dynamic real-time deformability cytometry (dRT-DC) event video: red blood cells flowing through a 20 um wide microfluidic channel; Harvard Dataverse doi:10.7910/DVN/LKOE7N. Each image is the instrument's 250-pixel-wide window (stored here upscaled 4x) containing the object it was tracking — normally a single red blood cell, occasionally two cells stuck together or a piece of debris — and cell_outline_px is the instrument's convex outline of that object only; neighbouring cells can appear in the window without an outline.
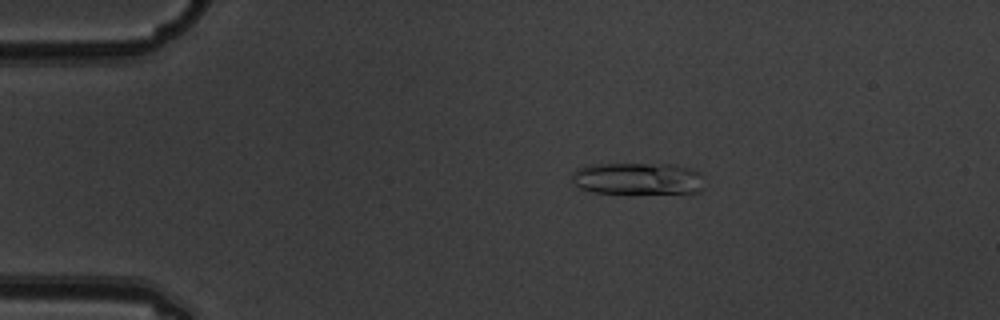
{"species": "common noctule bat (a hibernating species)", "species_latin": "Nyctalus noctula", "temperature_condition": "warm", "stored_images_in_passage": 7, "camera_frame_rate_fps": 3000, "um_per_image_px": 0.085, "animal": {"sex": "male", "body_mass_g": 19.5, "forearm_length_mm": 54.6}, "frame": {"image": 1, "passage_image": 3, "time_ms": 0.667, "image_size_px": [1000, 320], "cell_outline_px": [[704, 188], [700, 192], [592, 192], [580, 188], [572, 180], [572, 176], [576, 168], [596, 164], [672, 164], [692, 168], [700, 172], [704, 176]], "centroid_in_image_um": [54.27, 15.16], "position_along_channel_um": 30.7, "area_um2": 24.57}}
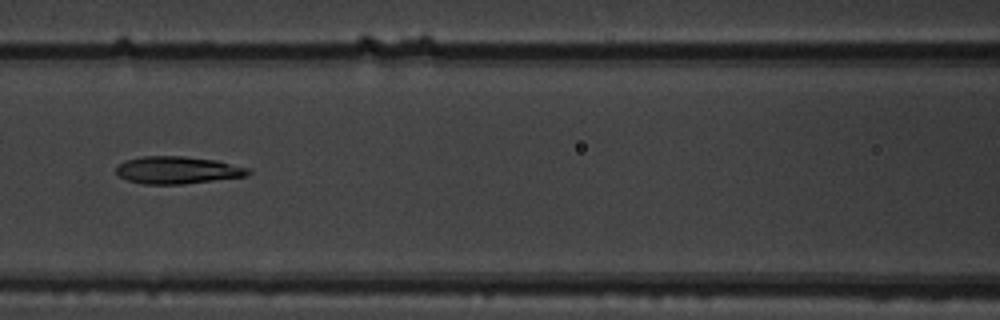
{"frame": {"image": 2, "passage_image": 7, "time_ms": 2.0, "image_size_px": [1000, 320], "cell_outline_px": [[252, 172], [248, 176], [184, 184], [144, 184], [128, 180], [120, 176], [116, 172], [116, 168], [124, 160], [144, 156], [184, 156], [216, 160], [252, 168]], "centroid_in_image_um": [15.15, 14.46], "position_along_channel_um": 151.4, "area_um2": 21.21}}